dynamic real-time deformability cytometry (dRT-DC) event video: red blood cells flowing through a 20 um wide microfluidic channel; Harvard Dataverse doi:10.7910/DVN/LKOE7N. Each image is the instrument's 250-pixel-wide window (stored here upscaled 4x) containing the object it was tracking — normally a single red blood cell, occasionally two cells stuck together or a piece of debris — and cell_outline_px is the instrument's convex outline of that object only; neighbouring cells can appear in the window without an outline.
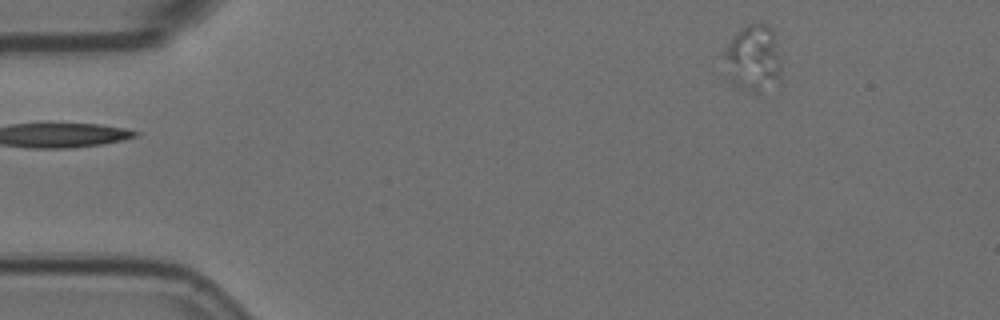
{"species": "Egyptian fruit bat (a non-hibernating species)", "species_latin": "Rousettus aegyptiacus", "temperature_condition": "room temperature", "stored_images_in_passage": 5, "segment_of_instrument_passage": [2, 2], "camera_frame_rate_fps": 3000, "um_per_image_px": 0.085, "animal": {"sex": "female"}, "frame": {"image": 1, "passage_image": 5, "time_ms": 1.333, "image_size_px": [1000, 320], "cell_outline_px": [[780, 72], [776, 80], [756, 92], [752, 92], [728, 80], [728, 48], [732, 36], [740, 28], [748, 24], [764, 24], [772, 28], [780, 68]], "centroid_in_image_um": [64.02, 4.9], "position_along_channel_um": 21.0, "area_um2": 20.58}}